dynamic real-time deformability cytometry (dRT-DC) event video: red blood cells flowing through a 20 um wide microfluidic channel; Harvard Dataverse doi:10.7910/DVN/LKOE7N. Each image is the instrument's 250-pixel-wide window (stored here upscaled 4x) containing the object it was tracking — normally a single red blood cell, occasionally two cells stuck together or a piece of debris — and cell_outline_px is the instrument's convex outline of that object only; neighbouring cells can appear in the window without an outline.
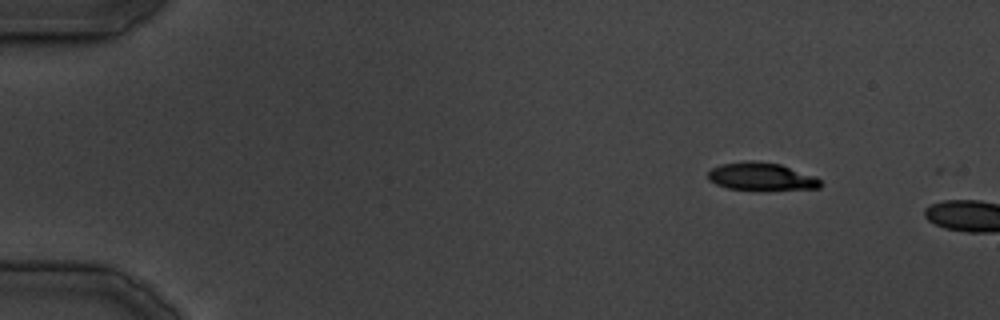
{"species": "common noctule bat (a hibernating species)", "species_latin": "Nyctalus noctula", "temperature_condition": "cold", "stored_images_in_passage": 6, "camera_frame_rate_fps": 3000, "um_per_image_px": 0.085, "animal": {"sex": "male", "body_mass_g": 19.5, "forearm_length_mm": 54.6}, "frame": {"image": 1, "passage_image": 4, "time_ms": 4.333, "image_size_px": [1000, 320], "cell_outline_px": [[820, 188], [760, 192], [728, 188], [716, 184], [708, 180], [708, 172], [712, 168], [720, 164], [752, 160], [780, 164], [816, 176], [820, 180]], "centroid_in_image_um": [64.72, 15.04], "position_along_channel_um": 20.3, "area_um2": 18.84}}